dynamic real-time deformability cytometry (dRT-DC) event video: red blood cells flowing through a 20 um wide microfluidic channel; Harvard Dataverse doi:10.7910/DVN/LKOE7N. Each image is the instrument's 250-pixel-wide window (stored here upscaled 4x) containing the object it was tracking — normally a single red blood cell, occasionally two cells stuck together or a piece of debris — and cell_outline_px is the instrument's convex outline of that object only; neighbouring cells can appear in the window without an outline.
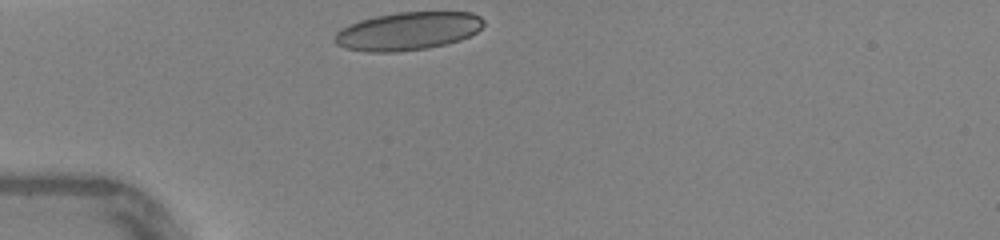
{"species": "human", "species_latin": "Homo sapiens", "temperature_condition": "warm", "stored_images_in_passage": 26, "camera_frame_rate_fps": 3000, "um_per_image_px": 0.085, "donor": {"sex": "female"}, "frame": {"image": 1, "passage_image": 1, "time_ms": 0.0, "image_size_px": [1000, 240], "cell_outline_px": [[484, 24], [476, 32], [460, 40], [428, 48], [396, 52], [368, 52], [344, 48], [336, 44], [332, 40], [336, 32], [340, 28], [348, 24], [360, 20], [376, 16], [396, 12], [472, 12], [480, 16], [484, 20]], "centroid_in_image_um": [34.62, 2.64], "position_along_channel_um": 50.4, "area_um2": 33.23}}
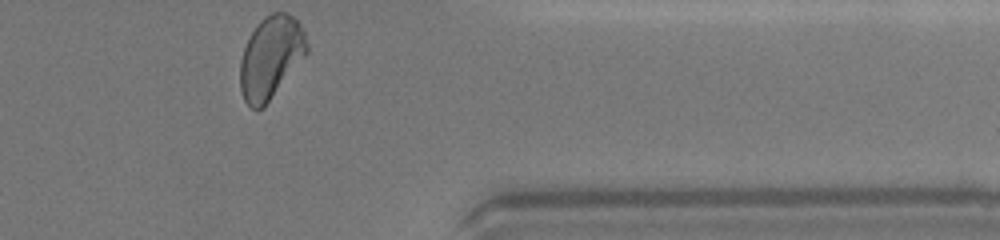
{"frame": {"image": 2, "passage_image": 26, "time_ms": 8.333, "image_size_px": [1000, 240], "cell_outline_px": [[308, 52], [264, 108], [256, 112], [244, 100], [240, 88], [240, 60], [244, 48], [256, 24], [264, 16], [272, 12], [284, 12], [292, 16], [304, 28], [308, 44]], "centroid_in_image_um": [23.02, 4.88], "position_along_channel_um": 388.4, "area_um2": 32.25}, "authors_computed_cell_mechanics": {"area_um2": 31.9923, "velocity_mm_per_s": 4.3841, "shape_relaxation_time_tau1_ms": 6.2279, "shape_relaxation_time_tau2_ms": 0.9149, "deformation_change_tau1": 0.1648, "deformation_change_tau2": 0.0747}}